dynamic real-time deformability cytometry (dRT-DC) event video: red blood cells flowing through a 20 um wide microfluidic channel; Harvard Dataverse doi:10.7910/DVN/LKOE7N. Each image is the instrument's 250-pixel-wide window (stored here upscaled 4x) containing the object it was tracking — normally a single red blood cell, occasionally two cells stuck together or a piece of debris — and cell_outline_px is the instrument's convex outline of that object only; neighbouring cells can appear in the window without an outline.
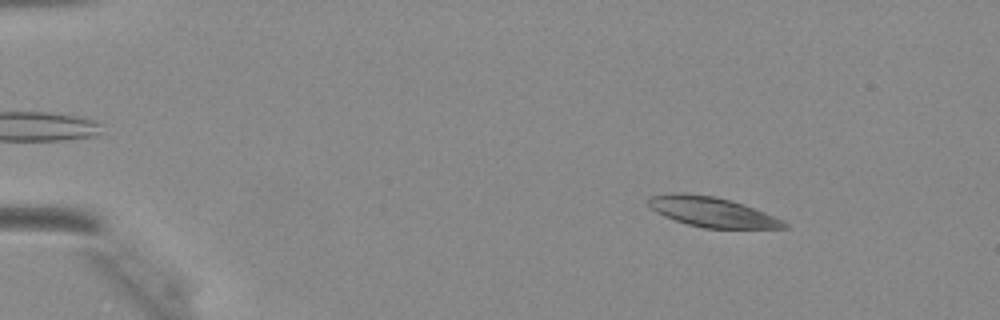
{"species": "Egyptian fruit bat (a non-hibernating species)", "species_latin": "Rousettus aegyptiacus", "temperature_condition": "warm", "stored_images_in_passage": 45, "camera_frame_rate_fps": 3000, "um_per_image_px": 0.085, "animal": {"sex": "female"}, "frame": {"image": 1, "passage_image": 7, "time_ms": 2.0, "image_size_px": [1000, 320], "cell_outline_px": [[788, 228], [704, 228], [688, 224], [664, 216], [656, 212], [648, 204], [648, 196], [676, 192], [684, 192], [712, 196], [732, 200], [744, 204], [784, 220], [788, 224]], "centroid_in_image_um": [60.52, 18.0], "position_along_channel_um": 24.5, "area_um2": 23.64}}
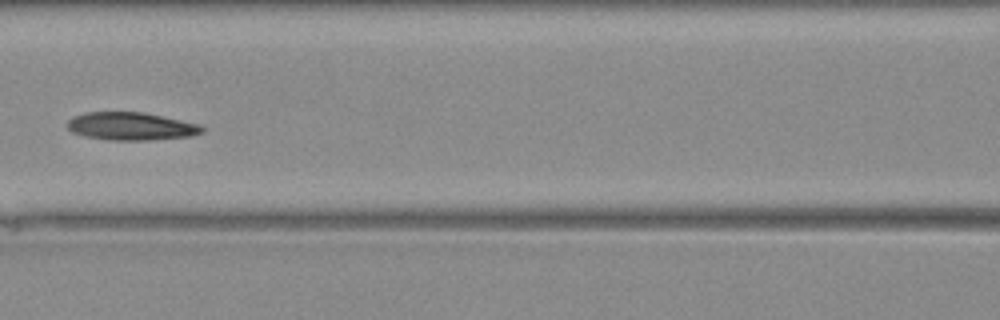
{"frame": {"image": 2, "passage_image": 22, "time_ms": 7.0, "image_size_px": [1000, 320], "cell_outline_px": [[204, 132], [192, 136], [148, 140], [108, 140], [84, 136], [72, 132], [68, 128], [68, 120], [72, 116], [84, 112], [144, 112], [200, 124], [204, 128]], "centroid_in_image_um": [11.14, 10.73], "position_along_channel_um": 155.5, "area_um2": 22.02}}
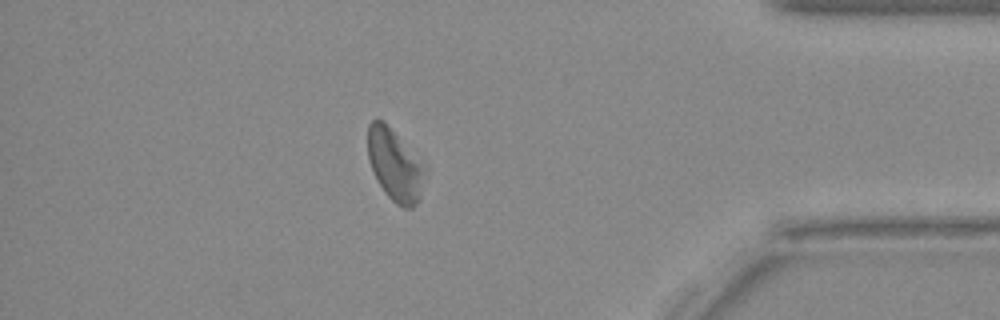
{"frame": {"image": 3, "passage_image": 40, "time_ms": 13.0, "image_size_px": [1000, 320], "cell_outline_px": [[428, 172], [420, 200], [412, 208], [404, 208], [396, 204], [384, 192], [368, 160], [368, 124], [376, 116], [384, 120]], "centroid_in_image_um": [33.57, 14.04], "position_along_channel_um": 401.6, "area_um2": 23.81}}